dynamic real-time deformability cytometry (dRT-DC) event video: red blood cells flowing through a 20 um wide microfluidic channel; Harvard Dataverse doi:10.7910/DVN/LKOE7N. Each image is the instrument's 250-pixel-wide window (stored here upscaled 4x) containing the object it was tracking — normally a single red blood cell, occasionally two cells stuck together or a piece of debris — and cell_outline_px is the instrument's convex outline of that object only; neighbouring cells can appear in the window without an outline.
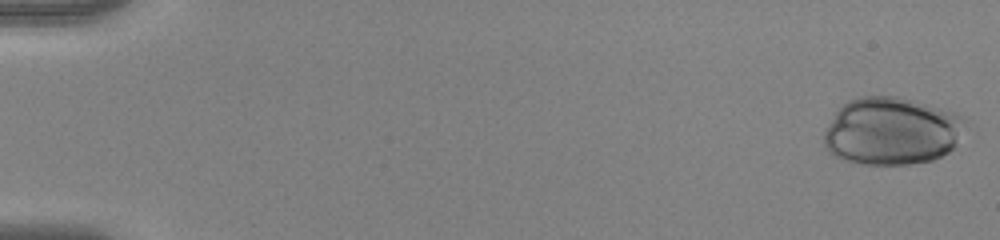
{"species": "human", "species_latin": "Homo sapiens", "temperature_condition": "warm", "stored_images_in_passage": 53, "camera_frame_rate_fps": 3000, "um_per_image_px": 0.085, "donor": {"sex": "female"}, "frame": {"image": 1, "passage_image": 1, "time_ms": 0.0, "image_size_px": [1000, 240], "cell_outline_px": [[968, 120], [952, 148], [948, 152], [932, 160], [912, 164], [860, 164], [844, 160], [832, 156], [824, 148], [824, 132], [828, 124], [836, 112], [848, 100], [860, 96], [896, 96], [912, 100], [956, 112], [964, 116]], "centroid_in_image_um": [75.77, 11.14], "position_along_channel_um": 9.2, "area_um2": 55.89}}
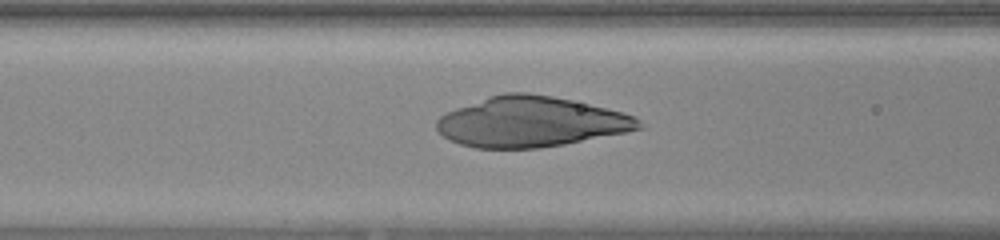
{"frame": {"image": 2, "passage_image": 23, "time_ms": 7.333, "image_size_px": [1000, 240], "cell_outline_px": [[644, 128], [564, 144], [540, 148], [476, 148], [460, 144], [444, 136], [436, 128], [436, 120], [440, 116], [456, 108], [488, 96], [504, 92], [528, 92], [552, 96], [572, 100], [636, 116], [640, 120]], "centroid_in_image_um": [45.1, 10.35], "position_along_channel_um": 121.5, "area_um2": 58.9}}
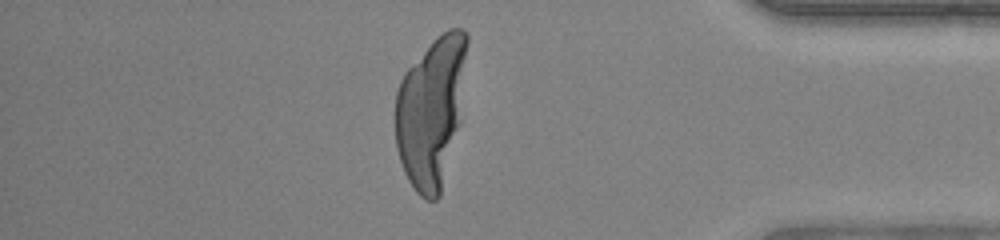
{"frame": {"image": 3, "passage_image": 46, "time_ms": 15.0, "image_size_px": [1000, 240], "cell_outline_px": [[468, 44], [460, 124], [440, 196], [436, 200], [424, 200], [416, 192], [408, 180], [404, 172], [396, 148], [396, 92], [400, 80], [404, 72], [448, 28], [460, 28], [468, 36]], "centroid_in_image_um": [36.66, 9.54], "position_along_channel_um": 398.5, "area_um2": 62.6}}